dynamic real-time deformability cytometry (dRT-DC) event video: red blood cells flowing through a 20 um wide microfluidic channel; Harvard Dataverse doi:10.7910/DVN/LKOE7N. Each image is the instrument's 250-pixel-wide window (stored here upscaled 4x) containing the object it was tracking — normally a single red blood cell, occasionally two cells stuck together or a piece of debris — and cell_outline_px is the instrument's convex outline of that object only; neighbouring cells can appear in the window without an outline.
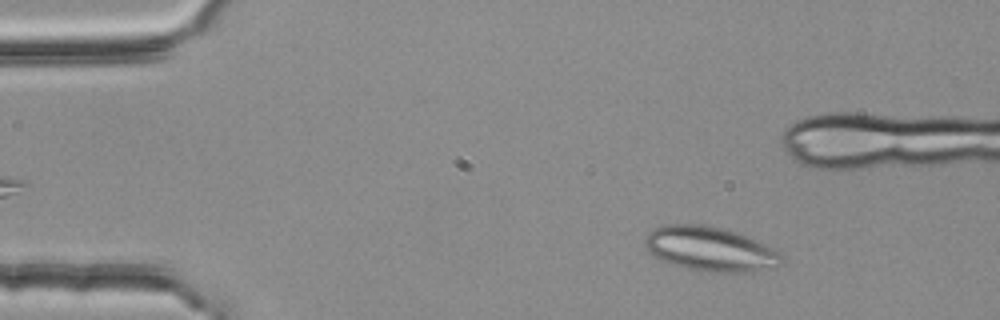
{"species": "common noctule bat (a hibernating species)", "species_latin": "Nyctalus noctula", "temperature_condition": "room temperature", "stored_images_in_passage": 53, "segment_of_instrument_passage": [1, 2], "camera_frame_rate_fps": 3000, "um_per_image_px": 0.085, "animal": {"sex": "female", "body_mass_g": 25.1}, "frame": {"image": 1, "passage_image": 8, "time_ms": 2.333, "image_size_px": [1000, 320], "cell_outline_px": [[784, 260], [776, 268], [740, 272], [708, 272], [684, 268], [668, 264], [652, 256], [644, 244], [644, 236], [652, 228], [664, 224], [704, 224], [724, 228], [736, 232], [776, 248], [784, 252]], "centroid_in_image_um": [60.36, 21.16], "position_along_channel_um": 24.6, "area_um2": 36.3}}